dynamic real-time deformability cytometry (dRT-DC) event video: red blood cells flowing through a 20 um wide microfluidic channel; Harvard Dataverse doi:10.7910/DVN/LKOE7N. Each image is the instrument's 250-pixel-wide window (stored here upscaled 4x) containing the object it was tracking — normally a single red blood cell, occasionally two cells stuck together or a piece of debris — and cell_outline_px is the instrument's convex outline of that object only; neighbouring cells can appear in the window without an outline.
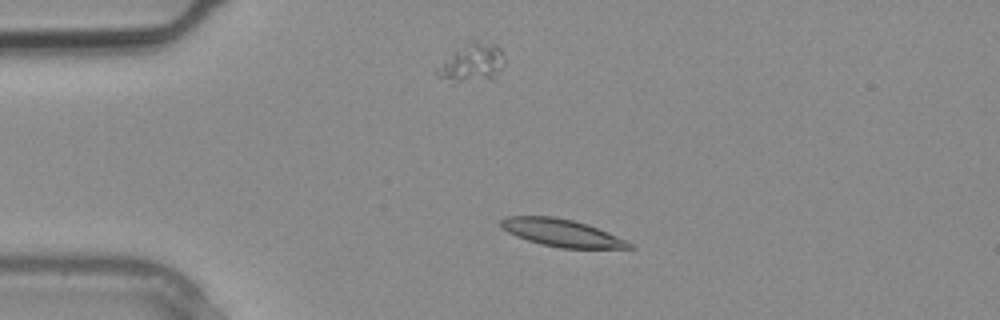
{"species": "common noctule bat (a hibernating species)", "species_latin": "Nyctalus noctula", "temperature_condition": "warm", "stored_images_in_passage": 1, "camera_frame_rate_fps": 3000, "um_per_image_px": 0.085, "animal": {"sex": "male", "body_mass_g": 20.4}, "frame": {"image": 1, "passage_image": 1, "time_ms": 0.0, "image_size_px": [1000, 320], "cell_outline_px": [[636, 248], [560, 248], [540, 244], [516, 236], [500, 228], [500, 220], [508, 216], [552, 216], [572, 220], [588, 224], [608, 232], [632, 244]], "centroid_in_image_um": [47.71, 19.79], "position_along_channel_um": 37.3, "area_um2": 20.4}}